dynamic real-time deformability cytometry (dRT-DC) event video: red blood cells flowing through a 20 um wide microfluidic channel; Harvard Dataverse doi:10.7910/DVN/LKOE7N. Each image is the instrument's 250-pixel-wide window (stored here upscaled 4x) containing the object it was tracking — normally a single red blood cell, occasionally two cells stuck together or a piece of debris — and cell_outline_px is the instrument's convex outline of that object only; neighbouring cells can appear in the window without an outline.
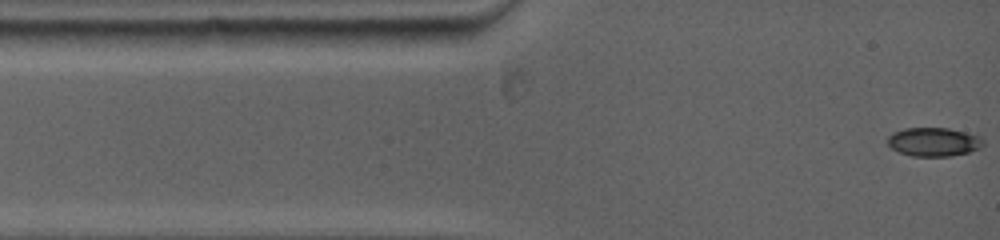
{"species": "common noctule bat (a hibernating species)", "species_latin": "Nyctalus noctula", "temperature_condition": "warm", "stored_images_in_passage": 67, "camera_frame_rate_fps": 5000, "um_per_image_px": 0.085, "animal": {"sex": "female", "body_mass_g": 19.0, "forearm_length_mm": 53.3}, "frame": {"image": 1, "passage_image": 1, "time_ms": 0.0, "image_size_px": [1000, 240], "cell_outline_px": [[984, 144], [980, 148], [968, 152], [948, 156], [912, 156], [900, 152], [892, 148], [888, 144], [888, 136], [892, 132], [904, 128], [948, 128], [980, 136], [984, 140]], "centroid_in_image_um": [79.36, 12.05], "position_along_channel_um": 5.6, "area_um2": 15.95}}
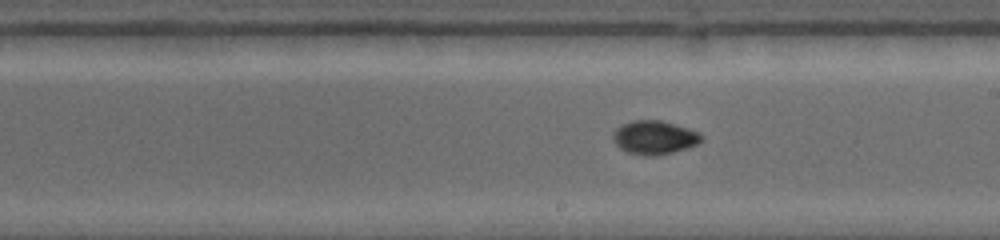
{"frame": {"image": 2, "passage_image": 29, "time_ms": 7.0, "image_size_px": [1000, 240], "cell_outline_px": [[704, 140], [688, 148], [672, 152], [652, 156], [644, 156], [628, 152], [620, 148], [612, 140], [612, 132], [620, 124], [632, 120], [660, 120], [688, 128], [700, 132], [704, 136]], "centroid_in_image_um": [55.61, 11.67], "position_along_channel_um": 233.4, "area_um2": 17.57}}
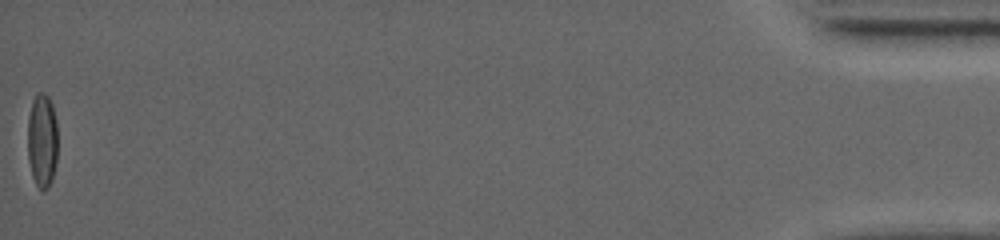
{"frame": {"image": 3, "passage_image": 67, "time_ms": 16.2, "image_size_px": [1000, 240], "cell_outline_px": [[56, 160], [52, 180], [48, 188], [44, 192], [36, 184], [32, 176], [28, 160], [28, 116], [32, 100], [36, 92], [44, 92], [48, 96], [52, 104], [56, 120]], "centroid_in_image_um": [3.57, 11.92], "position_along_channel_um": 431.6, "area_um2": 16.59}, "authors_computed_cell_mechanics": {"area_um2": 16.2996, "velocity_mm_per_s": 3.9531, "shape_relaxation_time_tau1_ms": null, "shape_relaxation_time_tau2_ms": 1.2083, "deformation_change_tau1": null, "deformation_change_tau2": 0.0372}}